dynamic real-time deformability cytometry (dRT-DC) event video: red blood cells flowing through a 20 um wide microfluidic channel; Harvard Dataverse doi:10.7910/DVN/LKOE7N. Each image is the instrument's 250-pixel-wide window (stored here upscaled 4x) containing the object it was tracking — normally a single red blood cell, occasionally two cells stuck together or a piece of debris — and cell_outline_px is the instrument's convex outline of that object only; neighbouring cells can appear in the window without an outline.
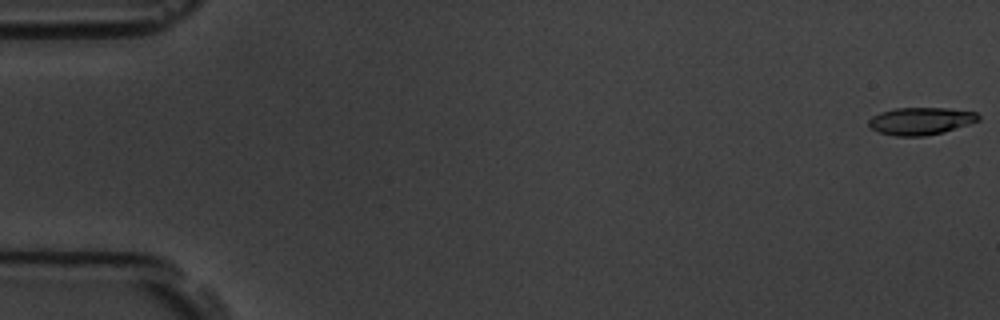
{"species": "common noctule bat (a hibernating species)", "species_latin": "Nyctalus noctula", "temperature_condition": "room temperature", "stored_images_in_passage": 58, "camera_frame_rate_fps": 3000, "um_per_image_px": 0.085, "animal": {"sex": "male", "body_mass_g": 19.5, "forearm_length_mm": 54.6}, "frame": {"image": 1, "passage_image": 1, "time_ms": 0.0, "image_size_px": [1000, 320], "cell_outline_px": [[980, 120], [944, 132], [924, 136], [896, 136], [880, 132], [872, 128], [868, 124], [868, 120], [872, 116], [880, 112], [896, 108], [948, 108], [976, 112], [980, 116]], "centroid_in_image_um": [78.27, 10.28], "position_along_channel_um": 6.7, "area_um2": 17.46}}
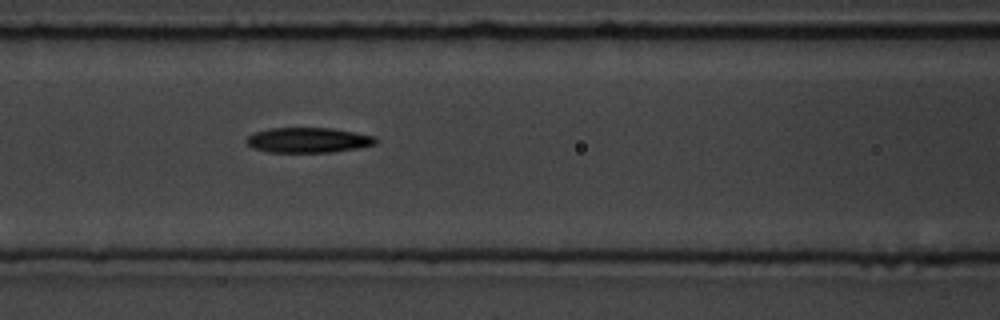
{"frame": {"image": 2, "passage_image": 25, "time_ms": 8.0, "image_size_px": [1000, 320], "cell_outline_px": [[380, 140], [376, 144], [360, 148], [332, 152], [268, 152], [252, 148], [244, 140], [252, 132], [268, 128], [332, 128], [376, 136]], "centroid_in_image_um": [26.21, 11.91], "position_along_channel_um": 140.4, "area_um2": 19.25}}
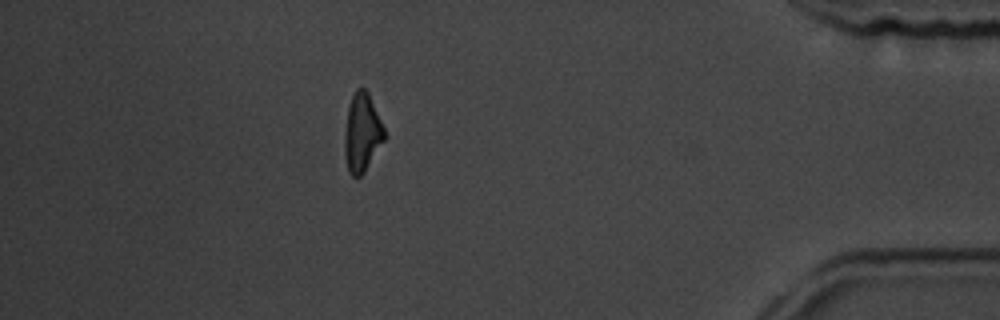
{"frame": {"image": 3, "passage_image": 51, "time_ms": 16.667, "image_size_px": [1000, 320], "cell_outline_px": [[384, 140], [364, 172], [360, 176], [352, 176], [348, 172], [344, 156], [344, 132], [348, 108], [352, 96], [356, 88], [364, 88], [368, 92], [384, 128]], "centroid_in_image_um": [30.74, 11.29], "position_along_channel_um": 404.5, "area_um2": 18.03}, "authors_computed_cell_mechanics": {"area_um2": 18.7561, "velocity_mm_per_s": 3.5822, "shape_relaxation_time_tau1_ms": 4.5355, "shape_relaxation_time_tau2_ms": 4.7417, "deformation_change_tau1": 0.1524, "deformation_change_tau2": 0.149}}